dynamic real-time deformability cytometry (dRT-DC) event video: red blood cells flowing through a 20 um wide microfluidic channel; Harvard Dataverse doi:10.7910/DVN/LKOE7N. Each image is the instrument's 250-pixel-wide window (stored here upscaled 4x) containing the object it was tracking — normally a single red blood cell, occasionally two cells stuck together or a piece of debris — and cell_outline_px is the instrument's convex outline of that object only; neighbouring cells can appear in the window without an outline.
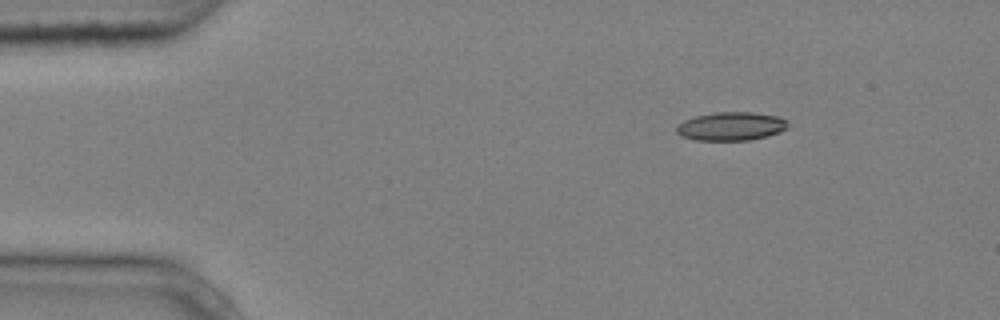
{"species": "common noctule bat (a hibernating species)", "species_latin": "Nyctalus noctula", "temperature_condition": "cold", "stored_images_in_passage": 3, "camera_frame_rate_fps": 3000, "um_per_image_px": 0.085, "animal": {"sex": "male", "body_mass_g": 20.4}, "frame": {"image": 1, "passage_image": 1, "time_ms": 0.0, "image_size_px": [1000, 320], "cell_outline_px": [[788, 128], [780, 132], [768, 136], [748, 140], [696, 140], [680, 136], [676, 132], [676, 128], [684, 120], [696, 116], [716, 112], [752, 112], [776, 116], [784, 120], [788, 124]], "centroid_in_image_um": [62.13, 10.74], "position_along_channel_um": 22.9, "area_um2": 18.38}}